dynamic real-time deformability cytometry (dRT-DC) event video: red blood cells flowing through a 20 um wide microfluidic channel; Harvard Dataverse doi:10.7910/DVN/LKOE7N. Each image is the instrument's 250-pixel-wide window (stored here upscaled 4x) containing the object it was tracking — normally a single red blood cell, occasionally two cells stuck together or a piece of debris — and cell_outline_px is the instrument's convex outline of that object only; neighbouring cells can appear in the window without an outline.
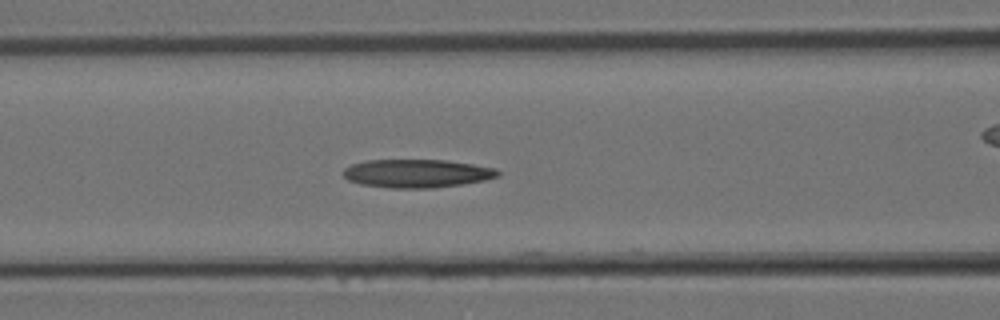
{"species": "Egyptian fruit bat (a non-hibernating species)", "species_latin": "Rousettus aegyptiacus", "temperature_condition": "room temperature", "stored_images_in_passage": 11, "camera_frame_rate_fps": 3000, "um_per_image_px": 0.085, "animal": {"sex": "female"}, "frame": {"image": 1, "passage_image": 4, "time_ms": 1.0, "image_size_px": [1000, 320], "cell_outline_px": [[500, 176], [484, 180], [460, 184], [432, 188], [388, 188], [360, 184], [348, 180], [344, 176], [344, 168], [352, 164], [364, 160], [444, 160], [472, 164], [496, 168], [500, 172]], "centroid_in_image_um": [35.42, 14.74], "position_along_channel_um": 131.2, "area_um2": 25.49}}
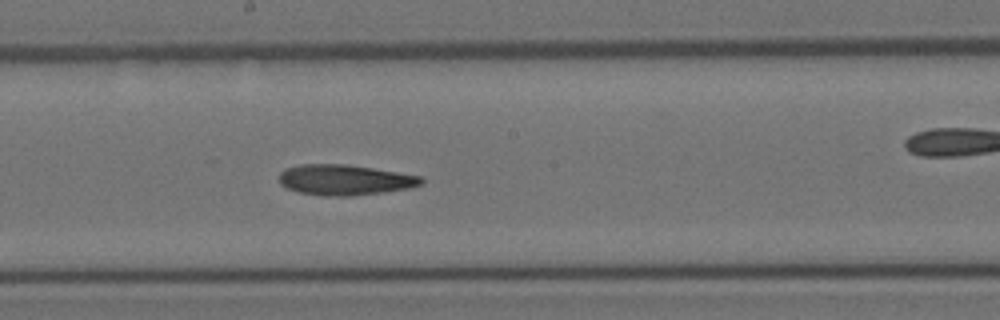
{"frame": {"image": 2, "passage_image": 8, "time_ms": 2.333, "image_size_px": [1000, 320], "cell_outline_px": [[424, 184], [408, 188], [384, 192], [352, 196], [324, 196], [300, 192], [288, 188], [280, 184], [280, 172], [284, 168], [300, 164], [348, 164], [420, 176], [424, 180]], "centroid_in_image_um": [29.3, 15.29], "position_along_channel_um": 218.9, "area_um2": 25.26}}